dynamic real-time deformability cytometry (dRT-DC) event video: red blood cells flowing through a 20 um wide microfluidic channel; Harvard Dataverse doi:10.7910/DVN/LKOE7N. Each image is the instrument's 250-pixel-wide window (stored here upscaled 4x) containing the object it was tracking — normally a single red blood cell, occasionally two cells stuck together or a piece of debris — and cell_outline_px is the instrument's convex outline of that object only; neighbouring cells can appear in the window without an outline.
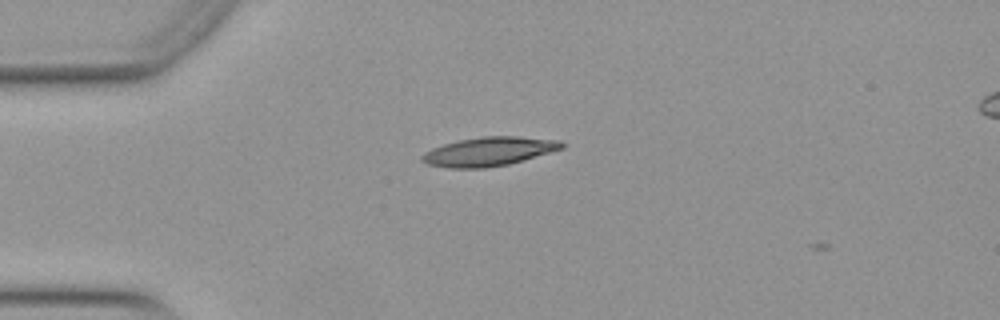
{"species": "Egyptian fruit bat (a non-hibernating species)", "species_latin": "Rousettus aegyptiacus", "temperature_condition": "warm", "stored_images_in_passage": 39, "camera_frame_rate_fps": 3000, "um_per_image_px": 0.085, "animal": {"sex": "female"}, "frame": {"image": 1, "passage_image": 1, "time_ms": 0.0, "image_size_px": [1000, 320], "cell_outline_px": [[568, 144], [564, 148], [508, 164], [484, 168], [448, 168], [428, 164], [420, 160], [420, 156], [424, 152], [432, 148], [444, 144], [460, 140], [484, 136], [520, 136], [560, 140]], "centroid_in_image_um": [41.57, 12.87], "position_along_channel_um": 43.4, "area_um2": 23.58}}
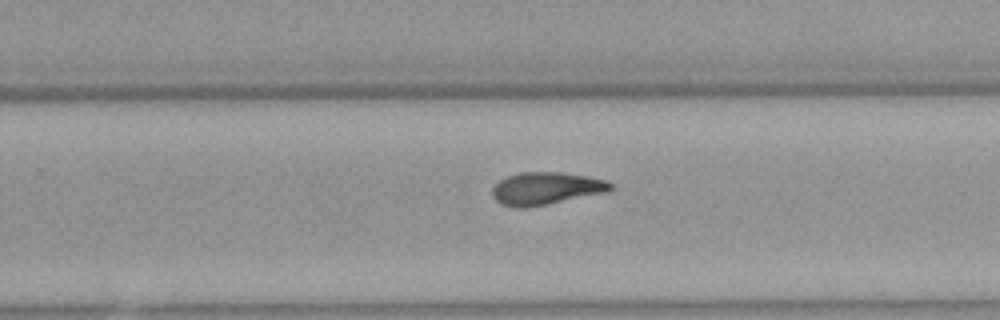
{"frame": {"image": 2, "passage_image": 21, "time_ms": 6.667, "image_size_px": [1000, 320], "cell_outline_px": [[616, 188], [612, 192], [528, 208], [512, 208], [500, 204], [492, 196], [492, 188], [500, 180], [508, 176], [520, 172], [560, 172], [588, 176], [604, 180], [612, 184]], "centroid_in_image_um": [46.46, 16.04], "position_along_channel_um": 283.3, "area_um2": 22.95}}
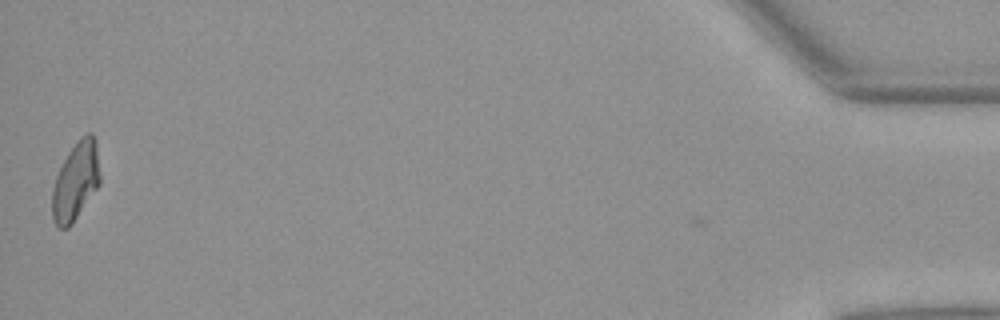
{"frame": {"image": 3, "passage_image": 39, "time_ms": 12.667, "image_size_px": [1000, 320], "cell_outline_px": [[100, 184], [72, 224], [68, 228], [60, 228], [52, 220], [52, 188], [56, 176], [68, 152], [80, 136], [88, 132], [92, 132], [96, 140], [100, 176]], "centroid_in_image_um": [6.44, 15.39], "position_along_channel_um": 428.8, "area_um2": 21.91}, "authors_computed_cell_mechanics": {"area_um2": 22.253, "velocity_mm_per_s": 3.976, "shape_relaxation_time_tau1_ms": null, "shape_relaxation_time_tau2_ms": 4.2382, "deformation_change_tau1": null, "deformation_change_tau2": 0.1177}}